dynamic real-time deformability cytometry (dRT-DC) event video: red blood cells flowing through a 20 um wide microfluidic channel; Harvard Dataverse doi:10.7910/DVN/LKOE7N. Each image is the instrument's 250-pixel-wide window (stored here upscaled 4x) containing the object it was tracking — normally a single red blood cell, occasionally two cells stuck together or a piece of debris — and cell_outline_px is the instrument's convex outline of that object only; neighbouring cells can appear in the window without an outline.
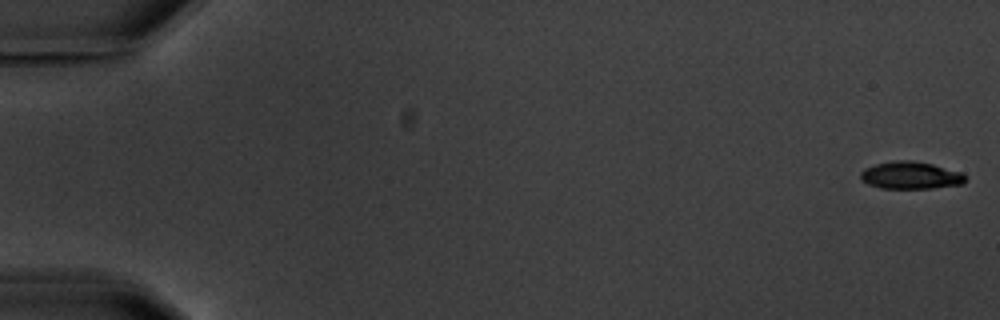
{"species": "common noctule bat (a hibernating species)", "species_latin": "Nyctalus noctula", "temperature_condition": "warm", "stored_images_in_passage": 8, "camera_frame_rate_fps": 3000, "um_per_image_px": 0.085, "animal": {"sex": "male", "body_mass_g": 20.1, "forearm_length_mm": 53.5}, "frame": {"image": 1, "passage_image": 1, "time_ms": 0.0, "image_size_px": [1000, 320], "cell_outline_px": [[964, 184], [932, 188], [880, 188], [868, 184], [860, 176], [860, 172], [864, 168], [876, 164], [896, 160], [912, 160], [932, 164], [964, 172]], "centroid_in_image_um": [77.42, 14.9], "position_along_channel_um": 7.6, "area_um2": 16.7}}
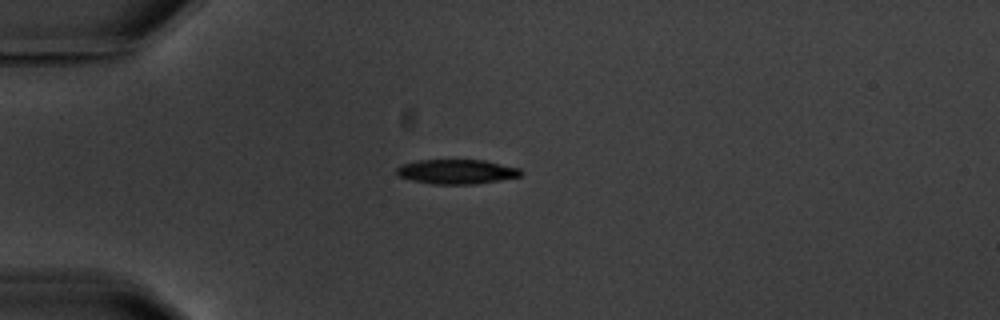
{"frame": {"image": 2, "passage_image": 5, "time_ms": 5.0, "image_size_px": [1000, 320], "cell_outline_px": [[524, 172], [520, 176], [500, 180], [472, 184], [432, 184], [412, 180], [400, 176], [396, 172], [396, 168], [404, 164], [420, 160], [484, 160], [520, 168]], "centroid_in_image_um": [38.85, 14.59], "position_along_channel_um": 46.1, "area_um2": 17.63}}
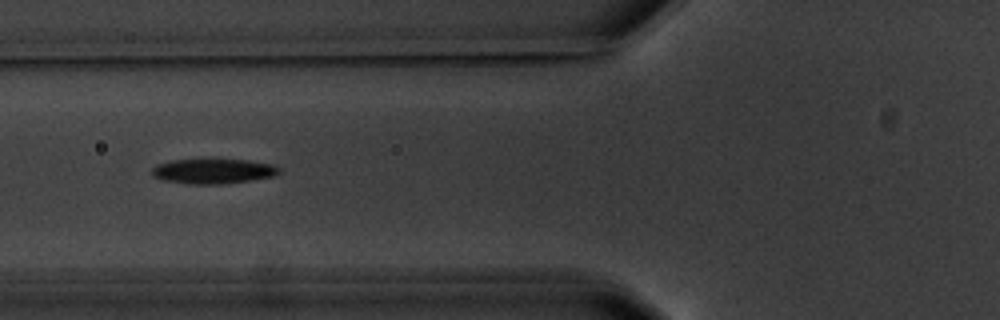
{"frame": {"image": 3, "passage_image": 7, "time_ms": 7.333, "image_size_px": [1000, 320], "cell_outline_px": [[280, 172], [272, 176], [248, 180], [220, 184], [188, 184], [164, 180], [152, 176], [152, 168], [156, 164], [172, 160], [248, 160], [272, 164], [280, 168]], "centroid_in_image_um": [18.08, 14.55], "position_along_channel_um": 107.7, "area_um2": 18.21}}